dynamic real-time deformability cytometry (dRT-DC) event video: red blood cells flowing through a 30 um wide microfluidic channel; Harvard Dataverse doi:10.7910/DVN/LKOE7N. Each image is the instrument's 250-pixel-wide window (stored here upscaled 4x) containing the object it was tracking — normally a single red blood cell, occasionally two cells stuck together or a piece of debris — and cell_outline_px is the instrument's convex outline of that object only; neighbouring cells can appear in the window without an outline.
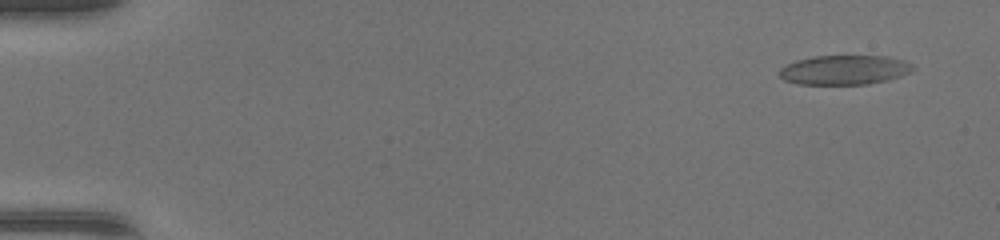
{"species": "common noctule bat (a hibernating species)", "species_latin": "Nyctalus noctula", "temperature_condition": "warm", "stored_images_in_passage": 48, "camera_frame_rate_fps": 3000, "um_per_image_px": 0.085, "animal": {"sex": "female", "body_mass_g": 17.0, "forearm_length_mm": 48.0}, "frame": {"image": 1, "passage_image": 3, "time_ms": 0.667, "image_size_px": [1000, 240], "cell_outline_px": [[916, 68], [912, 72], [888, 80], [868, 84], [796, 84], [784, 80], [780, 76], [780, 68], [796, 60], [812, 56], [888, 56], [904, 60], [912, 64]], "centroid_in_image_um": [71.81, 5.94], "position_along_channel_um": 13.2, "area_um2": 23.06}}
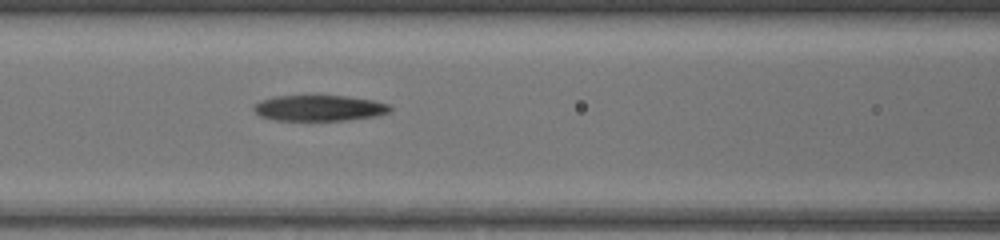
{"frame": {"image": 2, "passage_image": 22, "time_ms": 7.0, "image_size_px": [1000, 240], "cell_outline_px": [[392, 112], [376, 116], [348, 120], [276, 120], [260, 116], [252, 108], [260, 100], [272, 96], [348, 96], [372, 100], [392, 104]], "centroid_in_image_um": [27.19, 9.18], "position_along_channel_um": 139.4, "area_um2": 20.63}}
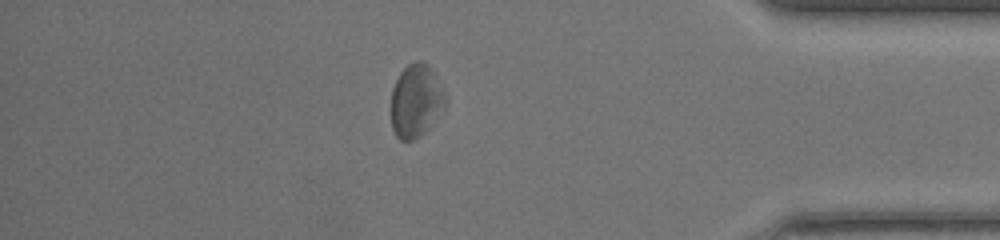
{"frame": {"image": 3, "passage_image": 42, "time_ms": 13.667, "image_size_px": [1000, 240], "cell_outline_px": [[444, 104], [424, 132], [420, 136], [412, 140], [400, 140], [396, 136], [392, 128], [392, 88], [400, 72], [408, 64], [416, 60], [424, 60], [428, 64], [444, 92]], "centroid_in_image_um": [35.3, 8.53], "position_along_channel_um": 399.9, "area_um2": 22.43}, "authors_computed_cell_mechanics": {"area_um2": 22.4842, "velocity_mm_per_s": 4.3715, "shape_relaxation_time_tau1_ms": 5.6887, "shape_relaxation_time_tau2_ms": 3.1643, "deformation_change_tau1": 0.1907, "deformation_change_tau2": 0.1387}}